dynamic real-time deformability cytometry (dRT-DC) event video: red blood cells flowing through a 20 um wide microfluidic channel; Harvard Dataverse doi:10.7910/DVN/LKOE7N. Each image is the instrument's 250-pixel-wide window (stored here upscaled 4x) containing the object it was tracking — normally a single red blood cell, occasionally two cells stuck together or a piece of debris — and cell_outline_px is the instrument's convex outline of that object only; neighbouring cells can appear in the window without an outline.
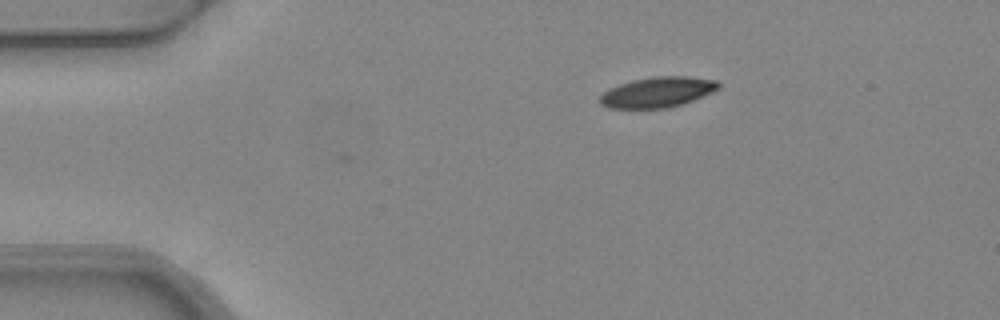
{"species": "common noctule bat (a hibernating species)", "species_latin": "Nyctalus noctula", "temperature_condition": "warm", "stored_images_in_passage": 3, "camera_frame_rate_fps": 3000, "um_per_image_px": 0.085, "animal": {"sex": "female", "body_mass_g": 24.6, "forearm_length_mm": 56.2}, "frame": {"image": 1, "passage_image": 1, "time_ms": 0.0, "image_size_px": [1000, 320], "cell_outline_px": [[720, 88], [712, 92], [684, 104], [668, 108], [608, 108], [600, 104], [600, 96], [608, 88], [632, 80], [652, 76], [688, 76], [720, 80]], "centroid_in_image_um": [55.92, 7.82], "position_along_channel_um": 29.1, "area_um2": 21.27}}
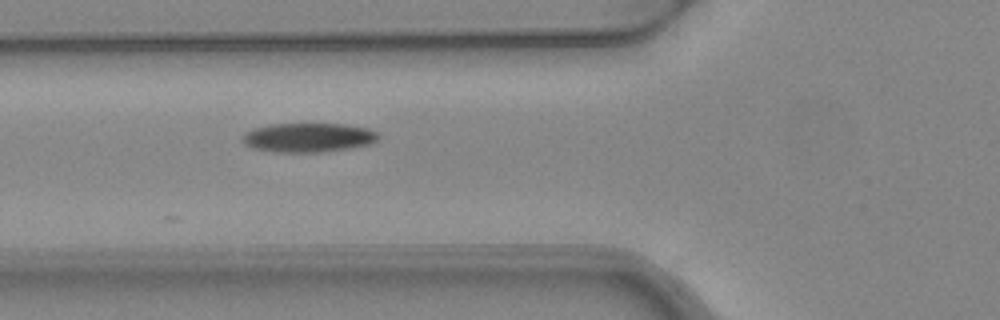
{"frame": {"image": 2, "passage_image": 3, "time_ms": 0.667, "image_size_px": [1000, 320], "cell_outline_px": [[380, 136], [376, 140], [368, 144], [348, 148], [320, 152], [276, 152], [252, 148], [244, 144], [240, 140], [244, 132], [252, 128], [272, 124], [344, 124], [368, 128], [376, 132]], "centroid_in_image_um": [26.14, 11.68], "position_along_channel_um": 99.7, "area_um2": 23.12}}